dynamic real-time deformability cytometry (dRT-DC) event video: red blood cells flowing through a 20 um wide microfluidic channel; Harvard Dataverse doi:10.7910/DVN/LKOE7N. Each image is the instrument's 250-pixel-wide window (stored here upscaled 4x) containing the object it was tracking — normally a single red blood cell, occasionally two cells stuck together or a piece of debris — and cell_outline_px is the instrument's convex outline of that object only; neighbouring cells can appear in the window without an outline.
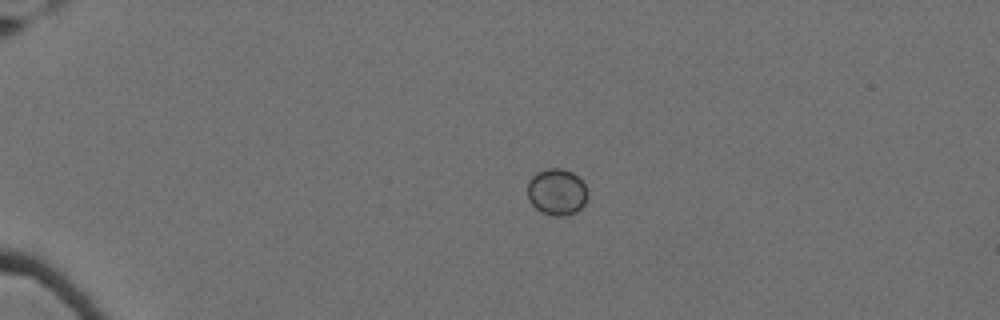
{"species": "Egyptian fruit bat (a non-hibernating species)", "species_latin": "Rousettus aegyptiacus", "temperature_condition": "cold", "stored_images_in_passage": 40, "camera_frame_rate_fps": 3000, "um_per_image_px": 0.085, "animal": {"sex": "female"}, "frame": {"image": 1, "passage_image": 1, "time_ms": 0.0, "image_size_px": [1000, 320], "cell_outline_px": [[588, 196], [584, 204], [576, 212], [564, 216], [552, 216], [536, 208], [528, 200], [528, 180], [536, 172], [548, 168], [560, 168], [572, 172], [584, 184], [588, 192]], "centroid_in_image_um": [47.32, 16.31], "position_along_channel_um": 37.7, "area_um2": 16.3}}
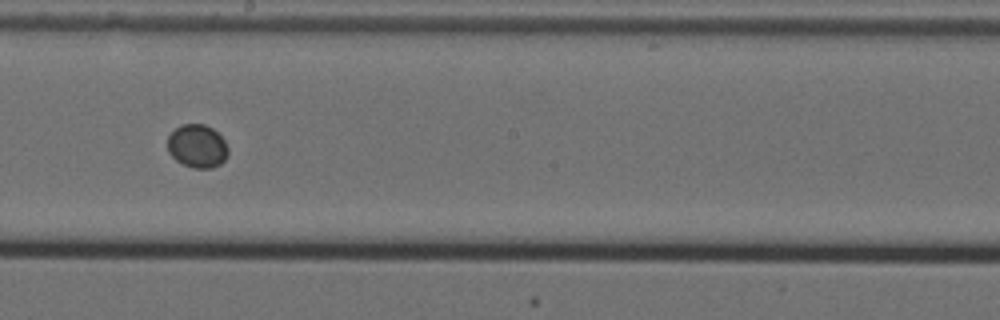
{"frame": {"image": 2, "passage_image": 23, "time_ms": 7.333, "image_size_px": [1000, 320], "cell_outline_px": [[228, 156], [220, 164], [212, 168], [196, 168], [184, 164], [176, 160], [168, 152], [168, 136], [180, 124], [204, 124], [212, 128], [224, 140], [228, 148]], "centroid_in_image_um": [16.77, 12.42], "position_along_channel_um": 231.4, "area_um2": 15.2}}
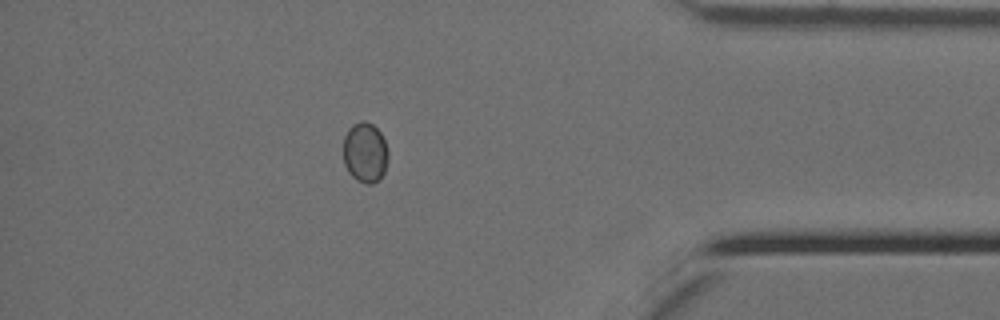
{"frame": {"image": 3, "passage_image": 40, "time_ms": 13.0, "image_size_px": [1000, 320], "cell_outline_px": [[388, 160], [384, 172], [380, 180], [372, 184], [368, 184], [356, 180], [348, 172], [344, 164], [344, 136], [348, 128], [352, 124], [360, 120], [364, 120], [372, 124], [380, 132], [384, 140], [388, 152]], "centroid_in_image_um": [31.03, 12.96], "position_along_channel_um": 404.2, "area_um2": 15.95}}